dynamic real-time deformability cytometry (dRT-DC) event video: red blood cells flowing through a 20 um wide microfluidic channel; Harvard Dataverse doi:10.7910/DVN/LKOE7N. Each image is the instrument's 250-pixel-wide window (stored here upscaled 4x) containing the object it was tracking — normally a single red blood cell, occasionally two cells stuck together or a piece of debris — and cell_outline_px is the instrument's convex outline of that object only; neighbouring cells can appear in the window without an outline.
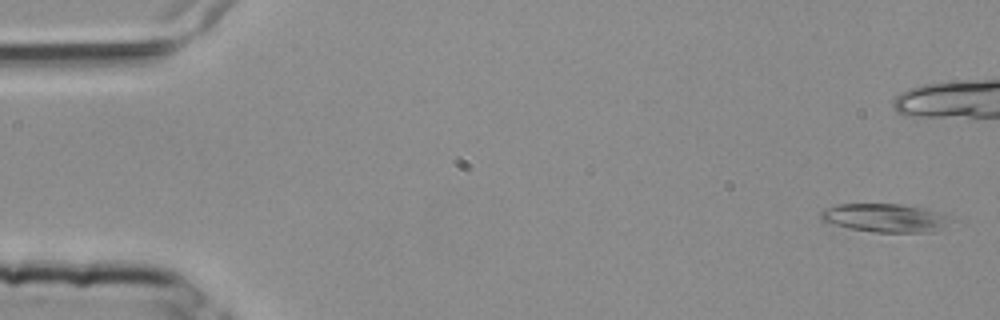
{"species": "common noctule bat (a hibernating species)", "species_latin": "Nyctalus noctula", "temperature_condition": "room temperature", "stored_images_in_passage": 6, "camera_frame_rate_fps": 3000, "um_per_image_px": 0.085, "animal": {"sex": "female", "body_mass_g": 25.1}, "frame": {"image": 1, "passage_image": 1, "time_ms": 0.0, "image_size_px": [1000, 320], "cell_outline_px": [[944, 224], [936, 232], [872, 232], [852, 228], [820, 220], [820, 212], [824, 208], [836, 204], [900, 204], [924, 208], [936, 212], [944, 216]], "centroid_in_image_um": [75.1, 18.51], "position_along_channel_um": 9.9, "area_um2": 20.92}}